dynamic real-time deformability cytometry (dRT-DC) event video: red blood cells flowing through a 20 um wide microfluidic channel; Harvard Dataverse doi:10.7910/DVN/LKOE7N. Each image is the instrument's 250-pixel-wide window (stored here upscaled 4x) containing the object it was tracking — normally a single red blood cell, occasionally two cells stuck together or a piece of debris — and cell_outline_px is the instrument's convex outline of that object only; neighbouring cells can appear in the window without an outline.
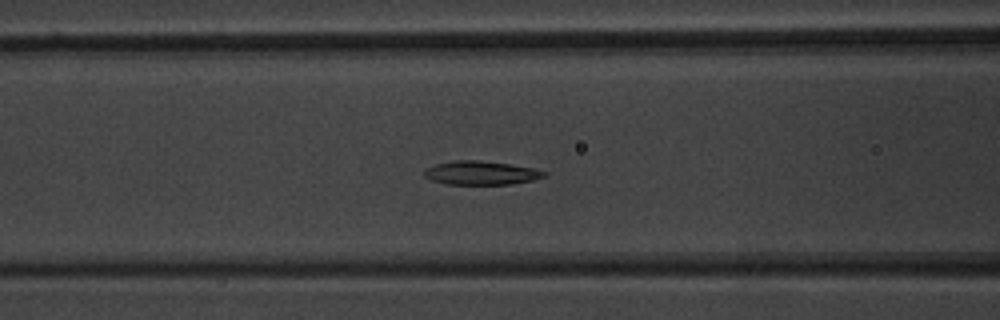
{"species": "common noctule bat (a hibernating species)", "species_latin": "Nyctalus noctula", "temperature_condition": "warm", "stored_images_in_passage": 52, "camera_frame_rate_fps": 3000, "um_per_image_px": 0.085, "animal": {"sex": "male", "body_mass_g": 20.1, "forearm_length_mm": 53.5}, "frame": {"image": 1, "passage_image": 21, "time_ms": 6.667, "image_size_px": [1000, 320], "cell_outline_px": [[548, 176], [532, 180], [512, 184], [448, 184], [432, 180], [424, 176], [424, 168], [436, 164], [452, 160], [480, 160], [508, 164], [532, 168], [548, 172]], "centroid_in_image_um": [40.88, 14.69], "position_along_channel_um": 125.7, "area_um2": 16.59}}
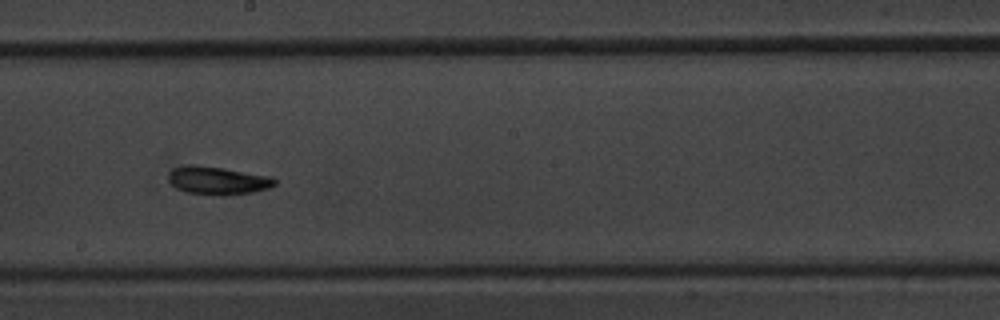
{"frame": {"image": 2, "passage_image": 29, "time_ms": 9.333, "image_size_px": [1000, 320], "cell_outline_px": [[276, 184], [268, 188], [252, 192], [220, 196], [216, 196], [188, 192], [176, 188], [168, 180], [168, 172], [172, 168], [184, 164], [196, 164], [224, 168], [272, 176], [276, 180]], "centroid_in_image_um": [18.47, 15.33], "position_along_channel_um": 229.7, "area_um2": 17.69}}
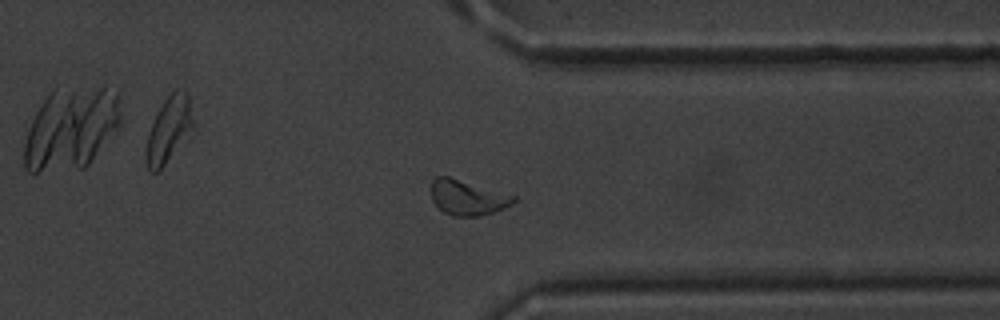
{"frame": {"image": 3, "passage_image": 40, "time_ms": 13.0, "image_size_px": [1000, 320], "cell_outline_px": [[516, 200], [512, 204], [504, 208], [480, 216], [452, 216], [444, 212], [432, 200], [432, 180], [436, 176], [448, 176], [516, 196]], "centroid_in_image_um": [39.74, 16.79], "position_along_channel_um": 371.7, "area_um2": 16.65}, "authors_computed_cell_mechanics": {"area_um2": 17.2822, "velocity_mm_per_s": 3.908, "shape_relaxation_time_tau1_ms": 2.1624, "shape_relaxation_time_tau2_ms": 3.1716, "deformation_change_tau1": 0.122, "deformation_change_tau2": 0.1041}}